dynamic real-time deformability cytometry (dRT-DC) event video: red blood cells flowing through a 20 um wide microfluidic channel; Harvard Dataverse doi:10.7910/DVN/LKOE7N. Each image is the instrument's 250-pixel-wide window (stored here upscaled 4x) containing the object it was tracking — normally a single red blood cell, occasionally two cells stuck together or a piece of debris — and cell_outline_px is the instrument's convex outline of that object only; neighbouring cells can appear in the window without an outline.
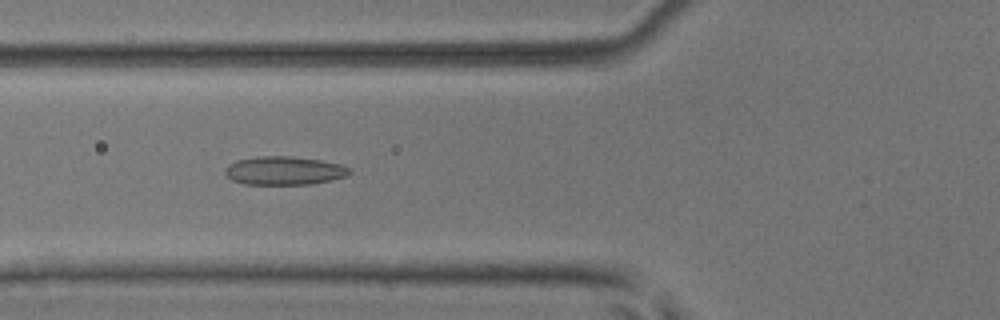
{"species": "common noctule bat (a hibernating species)", "species_latin": "Nyctalus noctula", "temperature_condition": "room temperature", "stored_images_in_passage": 54, "camera_frame_rate_fps": 3000, "um_per_image_px": 0.085, "animal": {"sex": "male", "body_mass_g": 17.9, "forearm_length_mm": 54.2}, "frame": {"image": 1, "passage_image": 21, "time_ms": 6.667, "image_size_px": [1000, 320], "cell_outline_px": [[352, 172], [348, 176], [332, 180], [312, 184], [244, 184], [232, 180], [224, 172], [228, 164], [236, 160], [256, 156], [292, 156], [320, 160], [340, 164], [348, 168]], "centroid_in_image_um": [24.16, 14.5], "position_along_channel_um": 101.6, "area_um2": 20.75}}
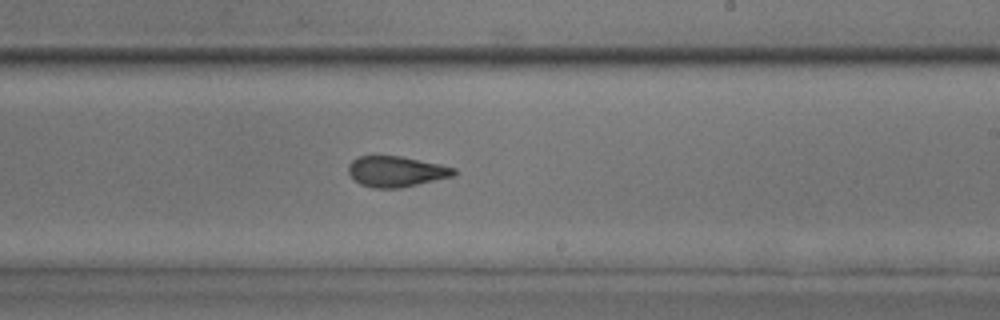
{"frame": {"image": 2, "passage_image": 33, "time_ms": 10.667, "image_size_px": [1000, 320], "cell_outline_px": [[456, 176], [400, 188], [372, 188], [360, 184], [348, 172], [348, 164], [356, 156], [400, 156], [440, 164], [456, 168]], "centroid_in_image_um": [33.69, 14.58], "position_along_channel_um": 255.3, "area_um2": 18.96}}
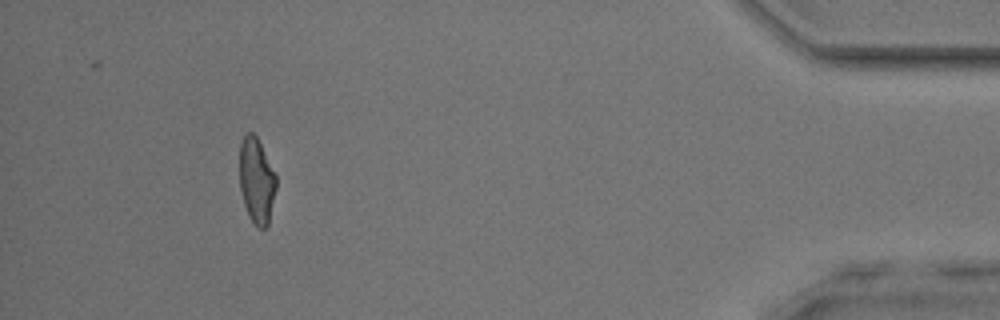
{"frame": {"image": 3, "passage_image": 50, "time_ms": 16.333, "image_size_px": [1000, 320], "cell_outline_px": [[276, 188], [268, 224], [264, 228], [260, 228], [248, 216], [244, 204], [240, 188], [240, 144], [244, 136], [248, 132], [252, 132], [256, 136], [276, 176]], "centroid_in_image_um": [21.8, 15.36], "position_along_channel_um": 413.4, "area_um2": 17.86}, "authors_computed_cell_mechanics": {"area_um2": 19.3341, "velocity_mm_per_s": 3.8531, "shape_relaxation_time_tau1_ms": 10.2396, "shape_relaxation_time_tau2_ms": 1.7613, "deformation_change_tau1": 0.2166, "deformation_change_tau2": 0.0976}}